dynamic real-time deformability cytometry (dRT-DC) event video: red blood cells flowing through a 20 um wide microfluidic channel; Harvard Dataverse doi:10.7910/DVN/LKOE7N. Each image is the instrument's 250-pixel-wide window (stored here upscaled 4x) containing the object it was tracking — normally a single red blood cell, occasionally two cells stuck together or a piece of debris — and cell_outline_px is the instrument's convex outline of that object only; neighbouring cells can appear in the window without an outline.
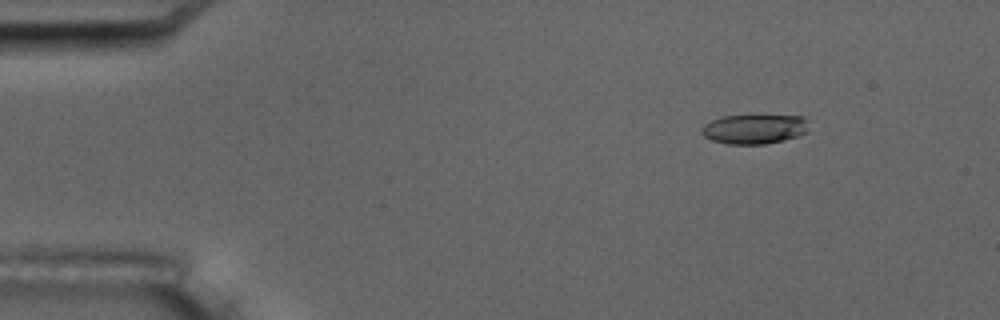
{"species": "common noctule bat (a hibernating species)", "species_latin": "Nyctalus noctula", "temperature_condition": "room temperature", "stored_images_in_passage": 6, "camera_frame_rate_fps": 3000, "um_per_image_px": 0.085, "animal": {"sex": "male", "body_mass_g": 17.5, "forearm_length_mm": 52.3}, "frame": {"image": 1, "passage_image": 3, "time_ms": 2.333, "image_size_px": [1000, 320], "cell_outline_px": [[808, 132], [784, 140], [764, 144], [728, 144], [712, 140], [704, 136], [700, 132], [700, 128], [704, 124], [712, 120], [724, 116], [804, 116], [808, 120]], "centroid_in_image_um": [64.12, 10.97], "position_along_channel_um": 20.9, "area_um2": 18.44}}